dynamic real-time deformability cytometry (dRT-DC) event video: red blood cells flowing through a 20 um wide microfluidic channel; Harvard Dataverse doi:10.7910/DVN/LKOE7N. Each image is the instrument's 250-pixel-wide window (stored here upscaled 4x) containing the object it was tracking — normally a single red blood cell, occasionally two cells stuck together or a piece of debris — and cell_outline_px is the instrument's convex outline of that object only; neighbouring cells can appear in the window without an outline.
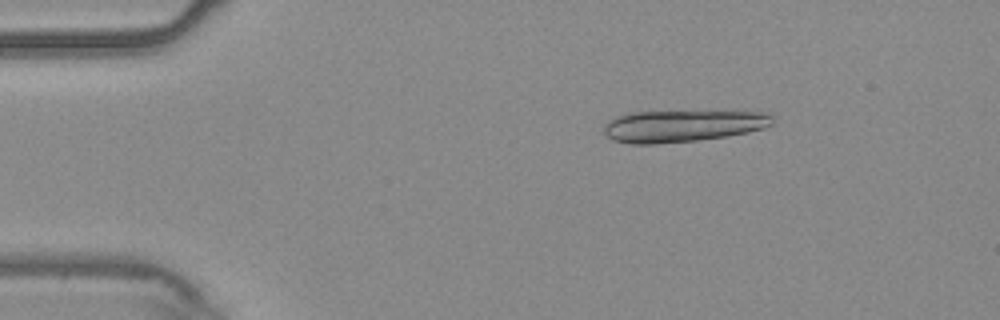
{"species": "common noctule bat (a hibernating species)", "species_latin": "Nyctalus noctula", "temperature_condition": "warm", "stored_images_in_passage": 23, "segment_of_instrument_passage": [1, 2], "camera_frame_rate_fps": 3000, "um_per_image_px": 0.085, "animal": {"sex": "male", "body_mass_g": 20.4}, "frame": {"image": 1, "passage_image": 1, "time_ms": 0.0, "image_size_px": [1000, 320], "cell_outline_px": [[776, 120], [772, 124], [764, 128], [748, 132], [728, 136], [696, 140], [656, 144], [632, 144], [612, 140], [604, 132], [604, 124], [608, 120], [616, 116], [632, 112], [764, 112], [772, 116]], "centroid_in_image_um": [58.0, 10.71], "position_along_channel_um": 27.0, "area_um2": 31.15}}